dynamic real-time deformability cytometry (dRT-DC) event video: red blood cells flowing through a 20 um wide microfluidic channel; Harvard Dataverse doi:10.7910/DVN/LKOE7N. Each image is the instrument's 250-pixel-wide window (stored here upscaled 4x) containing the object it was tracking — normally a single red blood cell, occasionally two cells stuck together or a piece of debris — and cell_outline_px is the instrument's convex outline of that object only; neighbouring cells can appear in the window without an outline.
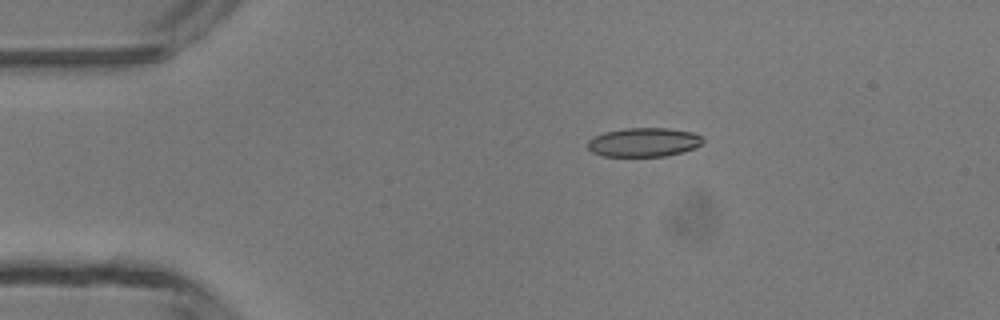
{"species": "common noctule bat (a hibernating species)", "species_latin": "Nyctalus noctula", "temperature_condition": "room temperature", "stored_images_in_passage": 5, "camera_frame_rate_fps": 3000, "um_per_image_px": 0.085, "animal": {"sex": "male", "body_mass_g": 13.3}, "frame": {"image": 1, "passage_image": 3, "time_ms": 2.333, "image_size_px": [1000, 320], "cell_outline_px": [[704, 144], [696, 148], [664, 156], [604, 156], [592, 152], [588, 148], [588, 140], [592, 136], [604, 132], [624, 128], [668, 128], [692, 132], [704, 136]], "centroid_in_image_um": [54.74, 12.08], "position_along_channel_um": 30.3, "area_um2": 19.65}}
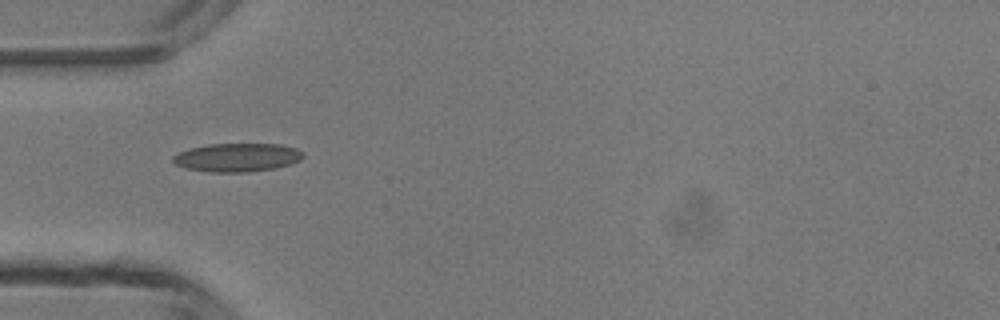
{"frame": {"image": 2, "passage_image": 4, "time_ms": 4.333, "image_size_px": [1000, 320], "cell_outline_px": [[304, 156], [300, 160], [276, 168], [244, 172], [208, 172], [184, 168], [176, 164], [172, 160], [172, 156], [188, 148], [208, 144], [280, 144], [296, 148], [304, 152]], "centroid_in_image_um": [20.14, 13.38], "position_along_channel_um": 64.9, "area_um2": 21.68}}
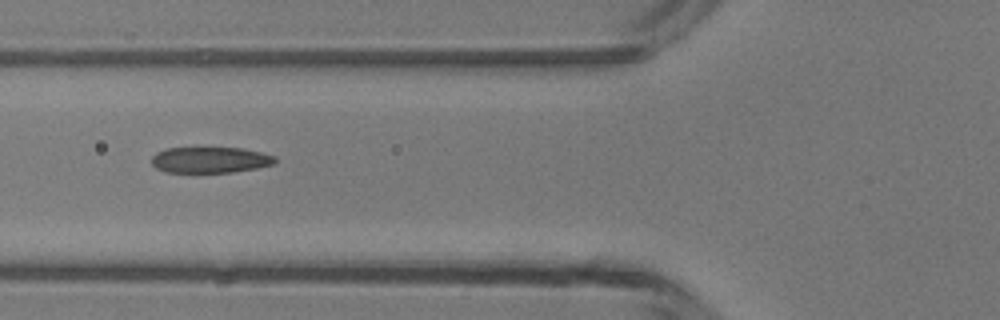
{"frame": {"image": 3, "passage_image": 5, "time_ms": 5.333, "image_size_px": [1000, 320], "cell_outline_px": [[276, 164], [256, 168], [232, 172], [164, 172], [156, 168], [152, 164], [152, 156], [156, 152], [164, 148], [244, 148], [276, 156]], "centroid_in_image_um": [17.87, 13.59], "position_along_channel_um": 107.9, "area_um2": 18.79}}